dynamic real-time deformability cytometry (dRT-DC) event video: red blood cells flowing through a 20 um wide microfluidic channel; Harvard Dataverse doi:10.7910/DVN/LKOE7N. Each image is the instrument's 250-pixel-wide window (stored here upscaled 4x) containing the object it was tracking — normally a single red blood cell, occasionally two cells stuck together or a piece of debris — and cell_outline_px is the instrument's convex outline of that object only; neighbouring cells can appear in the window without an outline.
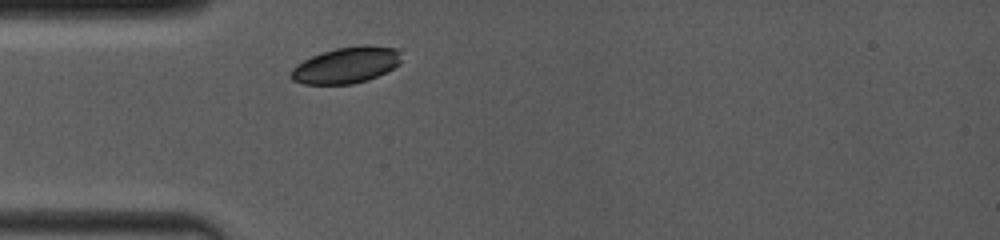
{"species": "common noctule bat (a hibernating species)", "species_latin": "Nyctalus noctula", "temperature_condition": "room temperature", "stored_images_in_passage": 1, "camera_frame_rate_fps": 4000, "um_per_image_px": 0.085, "animal": {"sex": "female", "body_mass_g": 19.0, "forearm_length_mm": 53.3}, "frame": {"image": 1, "passage_image": 1, "time_ms": 0.0, "image_size_px": [1000, 240], "cell_outline_px": [[400, 64], [368, 80], [352, 84], [304, 84], [292, 80], [288, 76], [292, 68], [296, 64], [312, 56], [336, 48], [368, 44], [396, 48], [400, 52]], "centroid_in_image_um": [29.41, 5.54], "position_along_channel_um": 55.6, "area_um2": 23.29}}